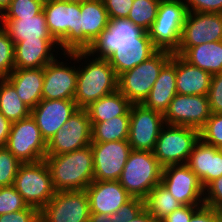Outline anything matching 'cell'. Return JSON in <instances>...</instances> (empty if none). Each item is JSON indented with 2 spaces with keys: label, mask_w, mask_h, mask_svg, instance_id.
<instances>
[{
  "label": "cell",
  "mask_w": 222,
  "mask_h": 222,
  "mask_svg": "<svg viewBox=\"0 0 222 222\" xmlns=\"http://www.w3.org/2000/svg\"><path fill=\"white\" fill-rule=\"evenodd\" d=\"M164 125L162 113L151 110L143 104H132L128 137L131 149L153 152Z\"/></svg>",
  "instance_id": "13"
},
{
  "label": "cell",
  "mask_w": 222,
  "mask_h": 222,
  "mask_svg": "<svg viewBox=\"0 0 222 222\" xmlns=\"http://www.w3.org/2000/svg\"><path fill=\"white\" fill-rule=\"evenodd\" d=\"M161 184L182 205H204V188L187 164L163 167Z\"/></svg>",
  "instance_id": "12"
},
{
  "label": "cell",
  "mask_w": 222,
  "mask_h": 222,
  "mask_svg": "<svg viewBox=\"0 0 222 222\" xmlns=\"http://www.w3.org/2000/svg\"><path fill=\"white\" fill-rule=\"evenodd\" d=\"M85 190L89 198L90 214L111 215L133 198L118 180H94Z\"/></svg>",
  "instance_id": "20"
},
{
  "label": "cell",
  "mask_w": 222,
  "mask_h": 222,
  "mask_svg": "<svg viewBox=\"0 0 222 222\" xmlns=\"http://www.w3.org/2000/svg\"><path fill=\"white\" fill-rule=\"evenodd\" d=\"M78 109L74 99H42L31 109L30 115L38 125L42 137L48 142Z\"/></svg>",
  "instance_id": "18"
},
{
  "label": "cell",
  "mask_w": 222,
  "mask_h": 222,
  "mask_svg": "<svg viewBox=\"0 0 222 222\" xmlns=\"http://www.w3.org/2000/svg\"><path fill=\"white\" fill-rule=\"evenodd\" d=\"M52 184L56 192L85 190L94 181L91 145L60 155H46Z\"/></svg>",
  "instance_id": "3"
},
{
  "label": "cell",
  "mask_w": 222,
  "mask_h": 222,
  "mask_svg": "<svg viewBox=\"0 0 222 222\" xmlns=\"http://www.w3.org/2000/svg\"><path fill=\"white\" fill-rule=\"evenodd\" d=\"M189 222H218L211 207L201 206L191 217Z\"/></svg>",
  "instance_id": "47"
},
{
  "label": "cell",
  "mask_w": 222,
  "mask_h": 222,
  "mask_svg": "<svg viewBox=\"0 0 222 222\" xmlns=\"http://www.w3.org/2000/svg\"><path fill=\"white\" fill-rule=\"evenodd\" d=\"M158 50L148 32L144 31L139 36V43L117 44V50L107 60L119 76L141 64Z\"/></svg>",
  "instance_id": "23"
},
{
  "label": "cell",
  "mask_w": 222,
  "mask_h": 222,
  "mask_svg": "<svg viewBox=\"0 0 222 222\" xmlns=\"http://www.w3.org/2000/svg\"><path fill=\"white\" fill-rule=\"evenodd\" d=\"M92 142L128 140L130 115H120L103 122H91Z\"/></svg>",
  "instance_id": "31"
},
{
  "label": "cell",
  "mask_w": 222,
  "mask_h": 222,
  "mask_svg": "<svg viewBox=\"0 0 222 222\" xmlns=\"http://www.w3.org/2000/svg\"><path fill=\"white\" fill-rule=\"evenodd\" d=\"M0 222H40V210L29 206L27 209L2 214Z\"/></svg>",
  "instance_id": "42"
},
{
  "label": "cell",
  "mask_w": 222,
  "mask_h": 222,
  "mask_svg": "<svg viewBox=\"0 0 222 222\" xmlns=\"http://www.w3.org/2000/svg\"><path fill=\"white\" fill-rule=\"evenodd\" d=\"M187 15L183 0H161L155 21L147 31L159 50L175 52L179 47Z\"/></svg>",
  "instance_id": "7"
},
{
  "label": "cell",
  "mask_w": 222,
  "mask_h": 222,
  "mask_svg": "<svg viewBox=\"0 0 222 222\" xmlns=\"http://www.w3.org/2000/svg\"><path fill=\"white\" fill-rule=\"evenodd\" d=\"M134 0H103L109 19L127 18Z\"/></svg>",
  "instance_id": "44"
},
{
  "label": "cell",
  "mask_w": 222,
  "mask_h": 222,
  "mask_svg": "<svg viewBox=\"0 0 222 222\" xmlns=\"http://www.w3.org/2000/svg\"><path fill=\"white\" fill-rule=\"evenodd\" d=\"M91 149L94 162V180H119L132 150L128 140L92 142Z\"/></svg>",
  "instance_id": "15"
},
{
  "label": "cell",
  "mask_w": 222,
  "mask_h": 222,
  "mask_svg": "<svg viewBox=\"0 0 222 222\" xmlns=\"http://www.w3.org/2000/svg\"><path fill=\"white\" fill-rule=\"evenodd\" d=\"M143 32L142 28L127 18L110 19L107 28L86 51L96 58L108 59L117 50V44L139 43V36Z\"/></svg>",
  "instance_id": "16"
},
{
  "label": "cell",
  "mask_w": 222,
  "mask_h": 222,
  "mask_svg": "<svg viewBox=\"0 0 222 222\" xmlns=\"http://www.w3.org/2000/svg\"><path fill=\"white\" fill-rule=\"evenodd\" d=\"M199 139L198 129L165 124L160 131L153 154L162 167L187 164L193 146Z\"/></svg>",
  "instance_id": "8"
},
{
  "label": "cell",
  "mask_w": 222,
  "mask_h": 222,
  "mask_svg": "<svg viewBox=\"0 0 222 222\" xmlns=\"http://www.w3.org/2000/svg\"><path fill=\"white\" fill-rule=\"evenodd\" d=\"M12 123L0 112V147H6Z\"/></svg>",
  "instance_id": "48"
},
{
  "label": "cell",
  "mask_w": 222,
  "mask_h": 222,
  "mask_svg": "<svg viewBox=\"0 0 222 222\" xmlns=\"http://www.w3.org/2000/svg\"><path fill=\"white\" fill-rule=\"evenodd\" d=\"M13 186L28 206L37 208L40 211L56 192L45 160L21 163Z\"/></svg>",
  "instance_id": "6"
},
{
  "label": "cell",
  "mask_w": 222,
  "mask_h": 222,
  "mask_svg": "<svg viewBox=\"0 0 222 222\" xmlns=\"http://www.w3.org/2000/svg\"><path fill=\"white\" fill-rule=\"evenodd\" d=\"M80 28L92 43L109 24L103 0H89L80 4Z\"/></svg>",
  "instance_id": "30"
},
{
  "label": "cell",
  "mask_w": 222,
  "mask_h": 222,
  "mask_svg": "<svg viewBox=\"0 0 222 222\" xmlns=\"http://www.w3.org/2000/svg\"><path fill=\"white\" fill-rule=\"evenodd\" d=\"M2 28L15 43L24 40H55L49 33L43 10L27 18H1Z\"/></svg>",
  "instance_id": "25"
},
{
  "label": "cell",
  "mask_w": 222,
  "mask_h": 222,
  "mask_svg": "<svg viewBox=\"0 0 222 222\" xmlns=\"http://www.w3.org/2000/svg\"><path fill=\"white\" fill-rule=\"evenodd\" d=\"M28 207V204L13 185L0 187V215L27 209Z\"/></svg>",
  "instance_id": "39"
},
{
  "label": "cell",
  "mask_w": 222,
  "mask_h": 222,
  "mask_svg": "<svg viewBox=\"0 0 222 222\" xmlns=\"http://www.w3.org/2000/svg\"><path fill=\"white\" fill-rule=\"evenodd\" d=\"M211 111L208 95L176 94L163 114L168 125L192 127L200 130Z\"/></svg>",
  "instance_id": "14"
},
{
  "label": "cell",
  "mask_w": 222,
  "mask_h": 222,
  "mask_svg": "<svg viewBox=\"0 0 222 222\" xmlns=\"http://www.w3.org/2000/svg\"><path fill=\"white\" fill-rule=\"evenodd\" d=\"M43 4L39 0H11L10 5L1 14V18L33 17L43 10Z\"/></svg>",
  "instance_id": "35"
},
{
  "label": "cell",
  "mask_w": 222,
  "mask_h": 222,
  "mask_svg": "<svg viewBox=\"0 0 222 222\" xmlns=\"http://www.w3.org/2000/svg\"><path fill=\"white\" fill-rule=\"evenodd\" d=\"M89 198L86 190L58 191L40 211V222H88Z\"/></svg>",
  "instance_id": "10"
},
{
  "label": "cell",
  "mask_w": 222,
  "mask_h": 222,
  "mask_svg": "<svg viewBox=\"0 0 222 222\" xmlns=\"http://www.w3.org/2000/svg\"><path fill=\"white\" fill-rule=\"evenodd\" d=\"M14 42L7 32L0 28V78H7L14 70Z\"/></svg>",
  "instance_id": "38"
},
{
  "label": "cell",
  "mask_w": 222,
  "mask_h": 222,
  "mask_svg": "<svg viewBox=\"0 0 222 222\" xmlns=\"http://www.w3.org/2000/svg\"><path fill=\"white\" fill-rule=\"evenodd\" d=\"M88 222H114V221L110 218V215H106L103 213H95V214H90Z\"/></svg>",
  "instance_id": "50"
},
{
  "label": "cell",
  "mask_w": 222,
  "mask_h": 222,
  "mask_svg": "<svg viewBox=\"0 0 222 222\" xmlns=\"http://www.w3.org/2000/svg\"><path fill=\"white\" fill-rule=\"evenodd\" d=\"M201 206L194 205H184L180 208L174 210L167 217L162 219L160 222H189L192 215L200 208Z\"/></svg>",
  "instance_id": "46"
},
{
  "label": "cell",
  "mask_w": 222,
  "mask_h": 222,
  "mask_svg": "<svg viewBox=\"0 0 222 222\" xmlns=\"http://www.w3.org/2000/svg\"><path fill=\"white\" fill-rule=\"evenodd\" d=\"M21 163L6 147H0V187L13 185Z\"/></svg>",
  "instance_id": "37"
},
{
  "label": "cell",
  "mask_w": 222,
  "mask_h": 222,
  "mask_svg": "<svg viewBox=\"0 0 222 222\" xmlns=\"http://www.w3.org/2000/svg\"><path fill=\"white\" fill-rule=\"evenodd\" d=\"M162 169L153 152L131 150L118 181L133 198L144 200L161 183Z\"/></svg>",
  "instance_id": "4"
},
{
  "label": "cell",
  "mask_w": 222,
  "mask_h": 222,
  "mask_svg": "<svg viewBox=\"0 0 222 222\" xmlns=\"http://www.w3.org/2000/svg\"><path fill=\"white\" fill-rule=\"evenodd\" d=\"M161 0H134L127 19L148 31L156 19Z\"/></svg>",
  "instance_id": "34"
},
{
  "label": "cell",
  "mask_w": 222,
  "mask_h": 222,
  "mask_svg": "<svg viewBox=\"0 0 222 222\" xmlns=\"http://www.w3.org/2000/svg\"><path fill=\"white\" fill-rule=\"evenodd\" d=\"M222 204V176L204 188V205L214 207Z\"/></svg>",
  "instance_id": "45"
},
{
  "label": "cell",
  "mask_w": 222,
  "mask_h": 222,
  "mask_svg": "<svg viewBox=\"0 0 222 222\" xmlns=\"http://www.w3.org/2000/svg\"><path fill=\"white\" fill-rule=\"evenodd\" d=\"M73 65V66H72ZM68 65L57 57L44 66L42 99H74L77 83V66Z\"/></svg>",
  "instance_id": "19"
},
{
  "label": "cell",
  "mask_w": 222,
  "mask_h": 222,
  "mask_svg": "<svg viewBox=\"0 0 222 222\" xmlns=\"http://www.w3.org/2000/svg\"><path fill=\"white\" fill-rule=\"evenodd\" d=\"M212 75L185 61L176 54L177 94L208 95Z\"/></svg>",
  "instance_id": "27"
},
{
  "label": "cell",
  "mask_w": 222,
  "mask_h": 222,
  "mask_svg": "<svg viewBox=\"0 0 222 222\" xmlns=\"http://www.w3.org/2000/svg\"><path fill=\"white\" fill-rule=\"evenodd\" d=\"M187 12L222 13V0H183Z\"/></svg>",
  "instance_id": "43"
},
{
  "label": "cell",
  "mask_w": 222,
  "mask_h": 222,
  "mask_svg": "<svg viewBox=\"0 0 222 222\" xmlns=\"http://www.w3.org/2000/svg\"><path fill=\"white\" fill-rule=\"evenodd\" d=\"M127 222H158L145 209L134 219Z\"/></svg>",
  "instance_id": "49"
},
{
  "label": "cell",
  "mask_w": 222,
  "mask_h": 222,
  "mask_svg": "<svg viewBox=\"0 0 222 222\" xmlns=\"http://www.w3.org/2000/svg\"><path fill=\"white\" fill-rule=\"evenodd\" d=\"M218 222H222V204L212 207Z\"/></svg>",
  "instance_id": "51"
},
{
  "label": "cell",
  "mask_w": 222,
  "mask_h": 222,
  "mask_svg": "<svg viewBox=\"0 0 222 222\" xmlns=\"http://www.w3.org/2000/svg\"><path fill=\"white\" fill-rule=\"evenodd\" d=\"M174 53L211 75L222 72V41L206 42L195 47H178Z\"/></svg>",
  "instance_id": "28"
},
{
  "label": "cell",
  "mask_w": 222,
  "mask_h": 222,
  "mask_svg": "<svg viewBox=\"0 0 222 222\" xmlns=\"http://www.w3.org/2000/svg\"><path fill=\"white\" fill-rule=\"evenodd\" d=\"M63 1L72 2V3H80L81 4V3L89 1V0H63Z\"/></svg>",
  "instance_id": "53"
},
{
  "label": "cell",
  "mask_w": 222,
  "mask_h": 222,
  "mask_svg": "<svg viewBox=\"0 0 222 222\" xmlns=\"http://www.w3.org/2000/svg\"><path fill=\"white\" fill-rule=\"evenodd\" d=\"M208 99L211 113H222V72L212 75Z\"/></svg>",
  "instance_id": "41"
},
{
  "label": "cell",
  "mask_w": 222,
  "mask_h": 222,
  "mask_svg": "<svg viewBox=\"0 0 222 222\" xmlns=\"http://www.w3.org/2000/svg\"><path fill=\"white\" fill-rule=\"evenodd\" d=\"M43 12L49 33L58 42L62 53L86 51L91 46L80 28V3L47 0Z\"/></svg>",
  "instance_id": "2"
},
{
  "label": "cell",
  "mask_w": 222,
  "mask_h": 222,
  "mask_svg": "<svg viewBox=\"0 0 222 222\" xmlns=\"http://www.w3.org/2000/svg\"><path fill=\"white\" fill-rule=\"evenodd\" d=\"M172 54L173 52L167 50H158L141 64L120 74L118 76V90L132 104H142Z\"/></svg>",
  "instance_id": "5"
},
{
  "label": "cell",
  "mask_w": 222,
  "mask_h": 222,
  "mask_svg": "<svg viewBox=\"0 0 222 222\" xmlns=\"http://www.w3.org/2000/svg\"><path fill=\"white\" fill-rule=\"evenodd\" d=\"M177 94L176 54L163 66L147 98L142 103L145 107L162 114Z\"/></svg>",
  "instance_id": "24"
},
{
  "label": "cell",
  "mask_w": 222,
  "mask_h": 222,
  "mask_svg": "<svg viewBox=\"0 0 222 222\" xmlns=\"http://www.w3.org/2000/svg\"><path fill=\"white\" fill-rule=\"evenodd\" d=\"M0 112L11 123L25 119L31 114V109L22 102L15 87L6 78H0Z\"/></svg>",
  "instance_id": "32"
},
{
  "label": "cell",
  "mask_w": 222,
  "mask_h": 222,
  "mask_svg": "<svg viewBox=\"0 0 222 222\" xmlns=\"http://www.w3.org/2000/svg\"><path fill=\"white\" fill-rule=\"evenodd\" d=\"M55 48L60 50L56 40L19 41L14 44V68H43L57 57Z\"/></svg>",
  "instance_id": "21"
},
{
  "label": "cell",
  "mask_w": 222,
  "mask_h": 222,
  "mask_svg": "<svg viewBox=\"0 0 222 222\" xmlns=\"http://www.w3.org/2000/svg\"><path fill=\"white\" fill-rule=\"evenodd\" d=\"M62 55L75 63L85 59L84 64L86 65L83 66V62L82 65H79L82 66L81 68L77 65L74 101L78 108L85 109L94 101L118 90V76L107 59L96 58L87 51L61 53L60 56Z\"/></svg>",
  "instance_id": "1"
},
{
  "label": "cell",
  "mask_w": 222,
  "mask_h": 222,
  "mask_svg": "<svg viewBox=\"0 0 222 222\" xmlns=\"http://www.w3.org/2000/svg\"><path fill=\"white\" fill-rule=\"evenodd\" d=\"M132 103L116 90L91 103L85 110L90 122H103L120 115H130Z\"/></svg>",
  "instance_id": "29"
},
{
  "label": "cell",
  "mask_w": 222,
  "mask_h": 222,
  "mask_svg": "<svg viewBox=\"0 0 222 222\" xmlns=\"http://www.w3.org/2000/svg\"><path fill=\"white\" fill-rule=\"evenodd\" d=\"M181 206L161 183L152 188L144 199V209L158 222Z\"/></svg>",
  "instance_id": "33"
},
{
  "label": "cell",
  "mask_w": 222,
  "mask_h": 222,
  "mask_svg": "<svg viewBox=\"0 0 222 222\" xmlns=\"http://www.w3.org/2000/svg\"><path fill=\"white\" fill-rule=\"evenodd\" d=\"M91 128L87 111L79 108L47 142L46 155H60L91 145Z\"/></svg>",
  "instance_id": "11"
},
{
  "label": "cell",
  "mask_w": 222,
  "mask_h": 222,
  "mask_svg": "<svg viewBox=\"0 0 222 222\" xmlns=\"http://www.w3.org/2000/svg\"><path fill=\"white\" fill-rule=\"evenodd\" d=\"M2 21V19H1V13H0V22ZM2 23H0V28L2 27V25H1Z\"/></svg>",
  "instance_id": "54"
},
{
  "label": "cell",
  "mask_w": 222,
  "mask_h": 222,
  "mask_svg": "<svg viewBox=\"0 0 222 222\" xmlns=\"http://www.w3.org/2000/svg\"><path fill=\"white\" fill-rule=\"evenodd\" d=\"M144 209V200L132 198L124 204L116 213L110 215L114 222H127L136 218Z\"/></svg>",
  "instance_id": "40"
},
{
  "label": "cell",
  "mask_w": 222,
  "mask_h": 222,
  "mask_svg": "<svg viewBox=\"0 0 222 222\" xmlns=\"http://www.w3.org/2000/svg\"><path fill=\"white\" fill-rule=\"evenodd\" d=\"M222 41V13L187 12L179 47Z\"/></svg>",
  "instance_id": "17"
},
{
  "label": "cell",
  "mask_w": 222,
  "mask_h": 222,
  "mask_svg": "<svg viewBox=\"0 0 222 222\" xmlns=\"http://www.w3.org/2000/svg\"><path fill=\"white\" fill-rule=\"evenodd\" d=\"M203 188L222 176V152L219 148L203 143L200 139L193 146L187 161Z\"/></svg>",
  "instance_id": "22"
},
{
  "label": "cell",
  "mask_w": 222,
  "mask_h": 222,
  "mask_svg": "<svg viewBox=\"0 0 222 222\" xmlns=\"http://www.w3.org/2000/svg\"><path fill=\"white\" fill-rule=\"evenodd\" d=\"M6 148L22 163L44 160L47 142L30 115L12 123Z\"/></svg>",
  "instance_id": "9"
},
{
  "label": "cell",
  "mask_w": 222,
  "mask_h": 222,
  "mask_svg": "<svg viewBox=\"0 0 222 222\" xmlns=\"http://www.w3.org/2000/svg\"><path fill=\"white\" fill-rule=\"evenodd\" d=\"M10 2L11 0H0V13L1 14L10 5Z\"/></svg>",
  "instance_id": "52"
},
{
  "label": "cell",
  "mask_w": 222,
  "mask_h": 222,
  "mask_svg": "<svg viewBox=\"0 0 222 222\" xmlns=\"http://www.w3.org/2000/svg\"><path fill=\"white\" fill-rule=\"evenodd\" d=\"M23 103L33 109L42 100L43 68L14 69L6 78Z\"/></svg>",
  "instance_id": "26"
},
{
  "label": "cell",
  "mask_w": 222,
  "mask_h": 222,
  "mask_svg": "<svg viewBox=\"0 0 222 222\" xmlns=\"http://www.w3.org/2000/svg\"><path fill=\"white\" fill-rule=\"evenodd\" d=\"M200 140L216 148L222 147V113H211L204 126L199 130Z\"/></svg>",
  "instance_id": "36"
}]
</instances>
